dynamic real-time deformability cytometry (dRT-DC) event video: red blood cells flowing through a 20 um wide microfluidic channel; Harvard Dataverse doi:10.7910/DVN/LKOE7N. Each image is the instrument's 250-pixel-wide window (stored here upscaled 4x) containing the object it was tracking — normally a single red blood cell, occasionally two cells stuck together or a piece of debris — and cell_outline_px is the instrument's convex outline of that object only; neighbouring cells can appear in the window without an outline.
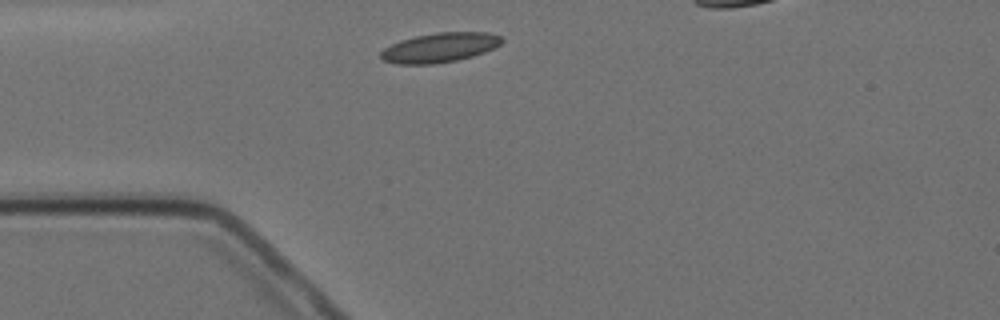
{"species": "Egyptian fruit bat (a non-hibernating species)", "species_latin": "Rousettus aegyptiacus", "temperature_condition": "cold", "stored_images_in_passage": 1, "camera_frame_rate_fps": 3000, "um_per_image_px": 0.085, "animal": {"sex": "female"}, "frame": {"image": 1, "passage_image": 1, "time_ms": 0.0, "image_size_px": [1000, 320], "cell_outline_px": [[504, 40], [500, 44], [484, 52], [472, 56], [456, 60], [432, 64], [396, 64], [384, 60], [380, 56], [380, 52], [384, 48], [400, 40], [416, 36], [436, 32], [488, 32], [500, 36]], "centroid_in_image_um": [37.37, 4.04], "position_along_channel_um": 47.6, "area_um2": 20.69}}